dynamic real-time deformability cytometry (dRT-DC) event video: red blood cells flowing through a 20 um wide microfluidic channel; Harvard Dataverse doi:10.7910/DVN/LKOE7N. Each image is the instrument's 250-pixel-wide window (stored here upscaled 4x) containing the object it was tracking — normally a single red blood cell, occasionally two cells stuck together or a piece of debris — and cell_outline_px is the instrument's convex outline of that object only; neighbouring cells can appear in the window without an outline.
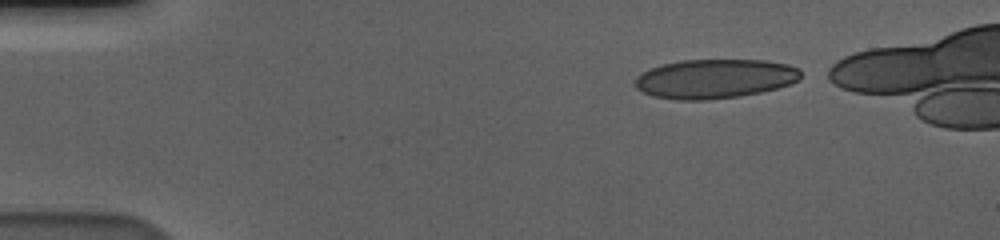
{"species": "human", "species_latin": "Homo sapiens", "temperature_condition": "cold", "stored_images_in_passage": 45, "camera_frame_rate_fps": 3000, "um_per_image_px": 0.085, "donor": {"sex": "male"}, "frame": {"image": 1, "passage_image": 1, "time_ms": 0.0, "image_size_px": [1000, 240], "cell_outline_px": [[800, 80], [776, 88], [760, 92], [740, 96], [708, 100], [676, 100], [652, 96], [636, 88], [636, 76], [652, 68], [664, 64], [680, 60], [764, 60], [788, 64], [800, 68]], "centroid_in_image_um": [60.77, 6.69], "position_along_channel_um": 24.2, "area_um2": 37.86}}
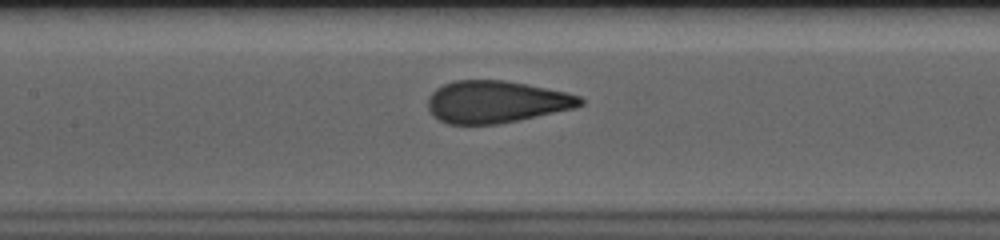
{"frame": {"image": 2, "passage_image": 20, "time_ms": 6.333, "image_size_px": [1000, 240], "cell_outline_px": [[584, 104], [576, 108], [496, 124], [448, 124], [440, 120], [428, 108], [428, 96], [436, 88], [444, 84], [456, 80], [504, 80], [568, 92], [580, 96], [584, 100]], "centroid_in_image_um": [42.19, 8.64], "position_along_channel_um": 165.2, "area_um2": 37.22}}
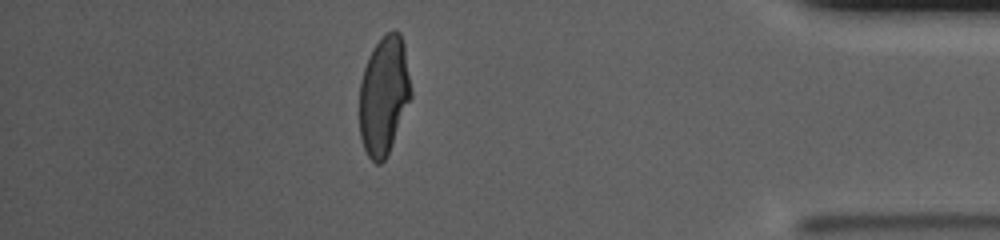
{"frame": {"image": 3, "passage_image": 43, "time_ms": 14.0, "image_size_px": [1000, 240], "cell_outline_px": [[412, 96], [388, 152], [384, 160], [380, 164], [376, 164], [368, 156], [364, 148], [360, 136], [360, 84], [364, 68], [368, 56], [372, 48], [388, 32], [400, 32], [404, 44], [412, 92]], "centroid_in_image_um": [32.63, 8.11], "position_along_channel_um": 402.6, "area_um2": 35.26}}